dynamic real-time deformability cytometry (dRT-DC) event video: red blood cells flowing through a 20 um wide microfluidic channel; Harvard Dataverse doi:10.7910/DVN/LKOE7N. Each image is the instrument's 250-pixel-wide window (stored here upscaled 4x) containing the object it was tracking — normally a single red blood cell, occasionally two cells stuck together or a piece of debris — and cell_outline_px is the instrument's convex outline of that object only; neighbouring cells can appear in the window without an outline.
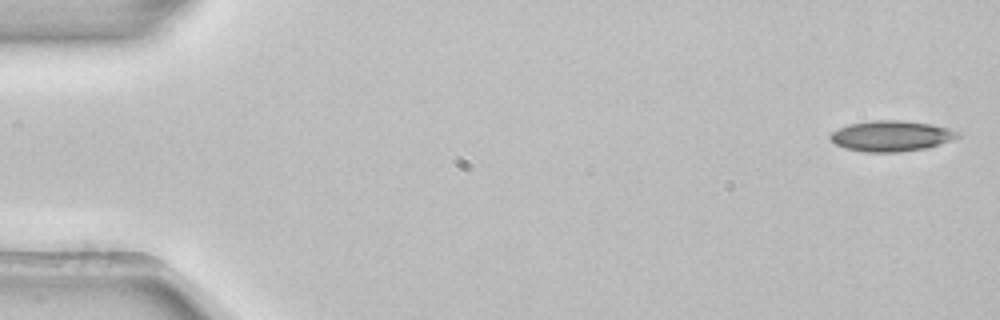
{"species": "common noctule bat (a hibernating species)", "species_latin": "Nyctalus noctula", "temperature_condition": "room temperature", "stored_images_in_passage": 5, "camera_frame_rate_fps": 3000, "um_per_image_px": 0.085, "animal": {"sex": "female", "body_mass_g": 22.7, "forearm_length_mm": 54.2}, "frame": {"image": 1, "passage_image": 1, "time_ms": 0.0, "image_size_px": [1000, 320], "cell_outline_px": [[960, 136], [952, 140], [924, 148], [900, 152], [864, 152], [844, 148], [836, 144], [828, 136], [832, 132], [848, 124], [872, 120], [900, 120], [932, 124], [948, 128], [960, 132]], "centroid_in_image_um": [75.75, 11.55], "position_along_channel_um": 9.3, "area_um2": 22.72}}